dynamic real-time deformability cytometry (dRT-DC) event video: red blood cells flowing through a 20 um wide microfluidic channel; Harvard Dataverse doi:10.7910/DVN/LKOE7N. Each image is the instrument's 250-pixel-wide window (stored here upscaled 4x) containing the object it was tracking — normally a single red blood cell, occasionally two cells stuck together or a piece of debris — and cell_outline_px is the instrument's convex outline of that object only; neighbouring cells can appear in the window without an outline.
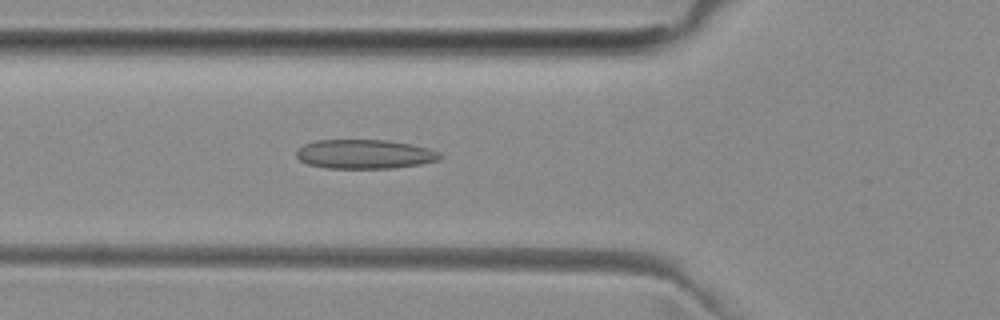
{"species": "common noctule bat (a hibernating species)", "species_latin": "Nyctalus noctula", "temperature_condition": "room temperature", "stored_images_in_passage": 41, "camera_frame_rate_fps": 3000, "um_per_image_px": 0.085, "animal": {"sex": "female", "body_mass_g": 29.2, "forearm_length_mm": 56.3}, "frame": {"image": 1, "passage_image": 8, "time_ms": 2.333, "image_size_px": [1000, 320], "cell_outline_px": [[444, 156], [440, 160], [420, 164], [392, 168], [324, 168], [308, 164], [300, 160], [296, 156], [296, 152], [304, 144], [316, 140], [388, 140], [412, 144], [428, 148], [440, 152]], "centroid_in_image_um": [31.03, 13.1], "position_along_channel_um": 94.8, "area_um2": 24.57}}
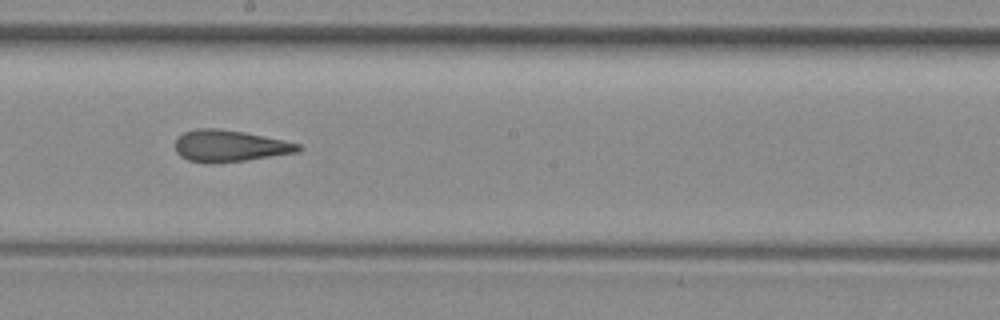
{"frame": {"image": 2, "passage_image": 18, "time_ms": 5.667, "image_size_px": [1000, 320], "cell_outline_px": [[304, 148], [300, 152], [244, 160], [212, 164], [204, 164], [188, 160], [180, 156], [176, 152], [176, 140], [184, 132], [196, 128], [220, 128], [244, 132], [284, 140], [300, 144]], "centroid_in_image_um": [19.53, 12.41], "position_along_channel_um": 228.7, "area_um2": 22.89}}
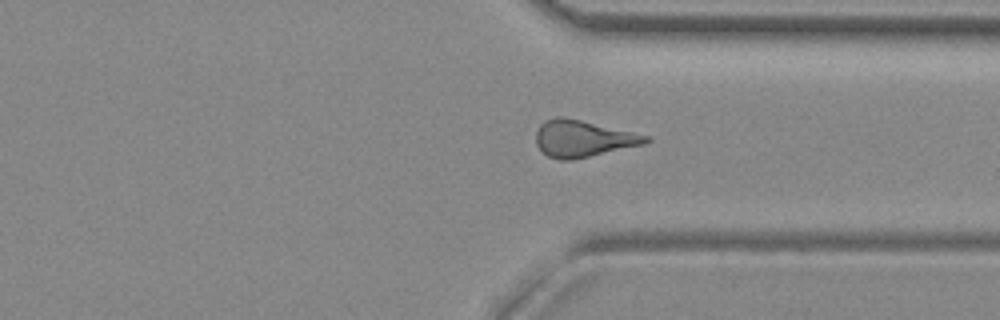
{"frame": {"image": 3, "passage_image": 28, "time_ms": 9.0, "image_size_px": [1000, 320], "cell_outline_px": [[652, 140], [644, 144], [572, 160], [560, 160], [548, 156], [536, 144], [536, 132], [540, 124], [544, 120], [556, 116], [564, 116], [632, 132], [648, 136]], "centroid_in_image_um": [49.52, 11.77], "position_along_channel_um": 361.9, "area_um2": 23.29}, "authors_computed_cell_mechanics": {"area_um2": 22.831, "velocity_mm_per_s": 4.0041, "shape_relaxation_time_tau1_ms": null, "shape_relaxation_time_tau2_ms": 2.2925, "deformation_change_tau1": null, "deformation_change_tau2": 0.1147}}